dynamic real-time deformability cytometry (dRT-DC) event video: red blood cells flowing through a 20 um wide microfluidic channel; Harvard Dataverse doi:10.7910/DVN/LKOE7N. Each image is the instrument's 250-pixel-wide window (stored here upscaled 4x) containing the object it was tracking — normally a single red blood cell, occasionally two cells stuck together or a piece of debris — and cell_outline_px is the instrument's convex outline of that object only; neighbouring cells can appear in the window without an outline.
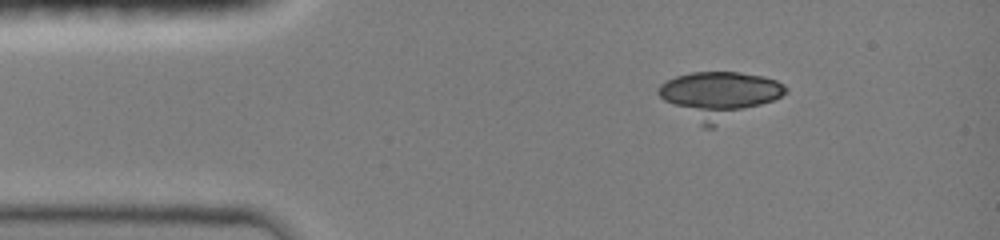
{"species": "common noctule bat (a hibernating species)", "species_latin": "Nyctalus noctula", "temperature_condition": "room temperature", "stored_images_in_passage": 17, "camera_frame_rate_fps": 3000, "um_per_image_px": 0.085, "animal": {"sex": "female", "body_mass_g": 19.0, "forearm_length_mm": 51.5}, "frame": {"image": 1, "passage_image": 8, "time_ms": 2.667, "image_size_px": [1000, 240], "cell_outline_px": [[788, 92], [772, 100], [712, 128], [704, 128], [664, 100], [656, 92], [656, 88], [660, 84], [676, 76], [692, 72], [736, 72], [764, 76], [776, 80], [784, 84], [788, 88]], "centroid_in_image_um": [61.09, 8.07], "position_along_channel_um": 23.9, "area_um2": 34.28}}